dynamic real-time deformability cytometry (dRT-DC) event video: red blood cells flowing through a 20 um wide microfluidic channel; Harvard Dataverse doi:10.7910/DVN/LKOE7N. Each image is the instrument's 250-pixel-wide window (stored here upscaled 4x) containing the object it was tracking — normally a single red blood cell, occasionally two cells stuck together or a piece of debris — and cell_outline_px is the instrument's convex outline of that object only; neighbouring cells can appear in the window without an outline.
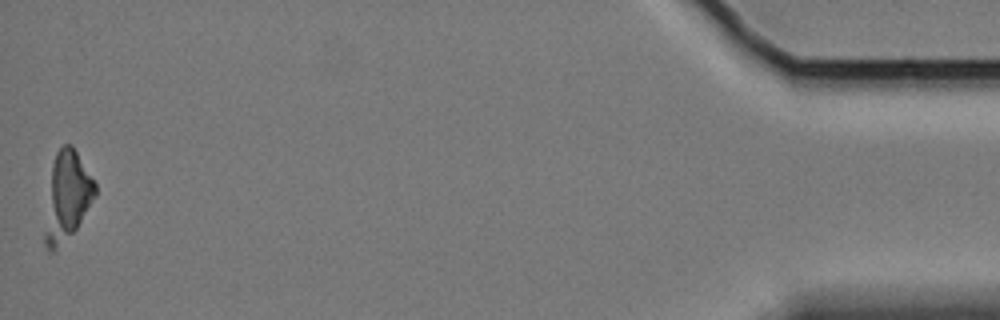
{"species": "Egyptian fruit bat (a non-hibernating species)", "species_latin": "Rousettus aegyptiacus", "temperature_condition": "cold", "stored_images_in_passage": 60, "camera_frame_rate_fps": 3000, "um_per_image_px": 0.085, "animal": {"sex": "female"}, "frame": {"image": 1, "passage_image": 60, "time_ms": 19.667, "image_size_px": [1000, 320], "cell_outline_px": [[96, 196], [76, 228], [52, 252], [48, 252], [44, 244], [44, 236], [52, 164], [56, 152], [64, 144], [72, 144], [96, 184]], "centroid_in_image_um": [5.71, 16.67], "position_along_channel_um": 429.5, "area_um2": 25.26}}